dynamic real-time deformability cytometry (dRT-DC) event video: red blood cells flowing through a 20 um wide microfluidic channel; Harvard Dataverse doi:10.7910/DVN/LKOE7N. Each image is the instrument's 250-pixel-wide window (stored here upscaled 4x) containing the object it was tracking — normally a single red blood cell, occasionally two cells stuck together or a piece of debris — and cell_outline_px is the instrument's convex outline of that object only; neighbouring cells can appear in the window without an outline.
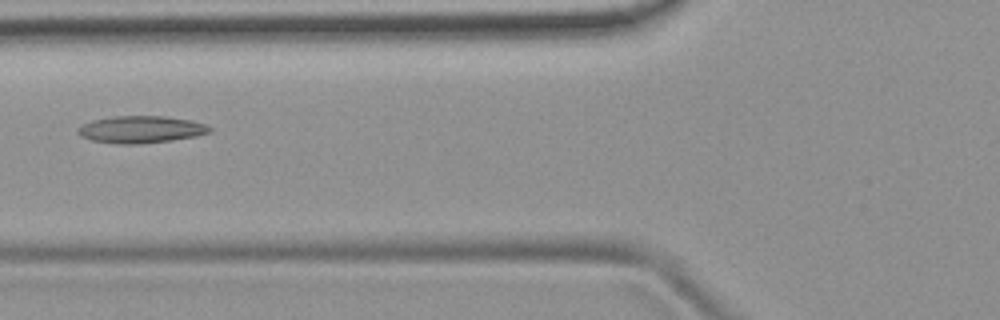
{"species": "common noctule bat (a hibernating species)", "species_latin": "Nyctalus noctula", "temperature_condition": "room temperature", "stored_images_in_passage": 7, "camera_frame_rate_fps": 3000, "um_per_image_px": 0.085, "animal": {"sex": "female", "body_mass_g": 19.9}, "frame": {"image": 1, "passage_image": 6, "time_ms": 5.667, "image_size_px": [1000, 320], "cell_outline_px": [[212, 132], [196, 136], [172, 140], [136, 144], [116, 144], [92, 140], [80, 136], [76, 132], [76, 128], [92, 120], [112, 116], [164, 116], [192, 120], [204, 124], [212, 128]], "centroid_in_image_um": [11.96, 11.0], "position_along_channel_um": 113.8, "area_um2": 20.92}}
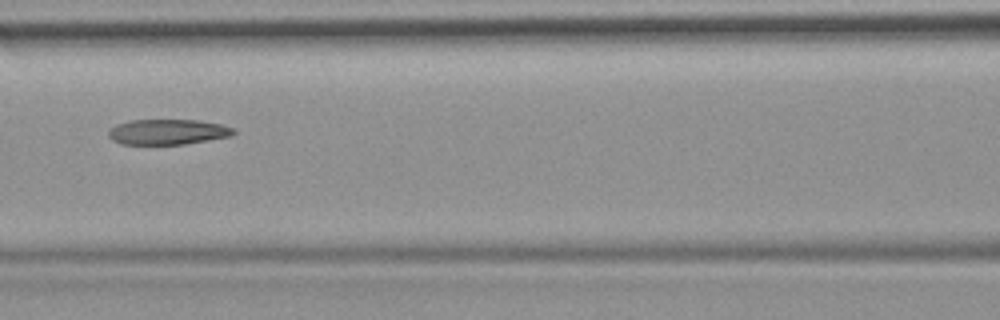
{"frame": {"image": 2, "passage_image": 7, "time_ms": 6.667, "image_size_px": [1000, 320], "cell_outline_px": [[236, 132], [232, 136], [184, 144], [120, 144], [112, 140], [108, 136], [108, 132], [116, 124], [132, 120], [200, 120], [224, 124], [236, 128]], "centroid_in_image_um": [14.31, 11.2], "position_along_channel_um": 152.3, "area_um2": 18.67}}